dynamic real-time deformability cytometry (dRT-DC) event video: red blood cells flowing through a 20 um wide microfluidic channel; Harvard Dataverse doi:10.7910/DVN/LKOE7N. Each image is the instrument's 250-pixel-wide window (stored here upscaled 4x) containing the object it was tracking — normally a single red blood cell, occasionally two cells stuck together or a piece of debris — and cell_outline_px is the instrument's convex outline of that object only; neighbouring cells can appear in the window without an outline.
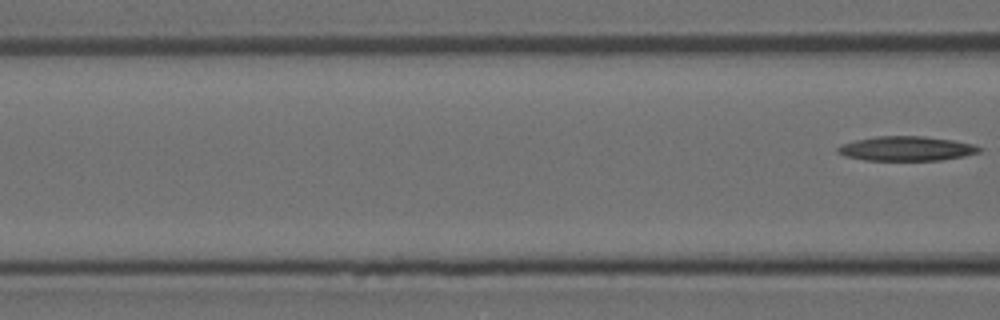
{"species": "Egyptian fruit bat (a non-hibernating species)", "species_latin": "Rousettus aegyptiacus", "temperature_condition": "room temperature", "stored_images_in_passage": 3, "camera_frame_rate_fps": 3000, "um_per_image_px": 0.085, "animal": {"sex": "female"}, "frame": {"image": 1, "passage_image": 3, "time_ms": 3.0, "image_size_px": [1000, 320], "cell_outline_px": [[984, 148], [980, 152], [964, 156], [940, 160], [864, 160], [844, 156], [836, 152], [836, 148], [840, 144], [856, 140], [876, 136], [924, 136], [952, 140], [976, 144]], "centroid_in_image_um": [77.05, 12.62], "position_along_channel_um": 89.6, "area_um2": 20.4}}